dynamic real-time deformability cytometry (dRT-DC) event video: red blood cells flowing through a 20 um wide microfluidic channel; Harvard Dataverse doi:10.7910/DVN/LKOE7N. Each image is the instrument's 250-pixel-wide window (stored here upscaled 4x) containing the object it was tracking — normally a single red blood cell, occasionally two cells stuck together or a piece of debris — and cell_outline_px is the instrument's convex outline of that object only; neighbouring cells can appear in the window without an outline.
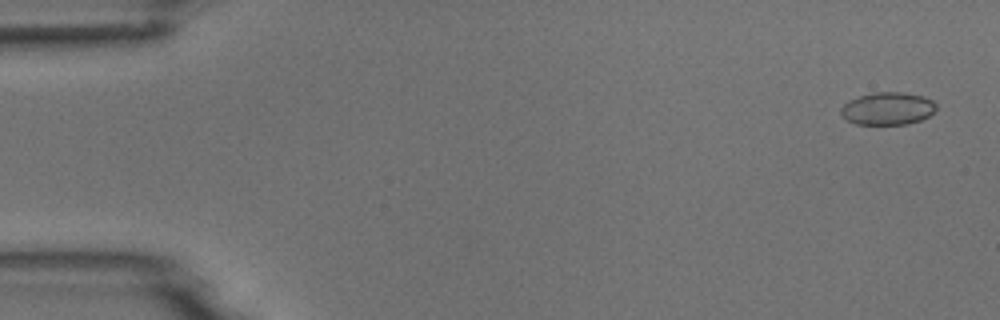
{"species": "common noctule bat (a hibernating species)", "species_latin": "Nyctalus noctula", "temperature_condition": "room temperature", "stored_images_in_passage": 4, "camera_frame_rate_fps": 3000, "um_per_image_px": 0.085, "animal": {"sex": "male", "body_mass_g": 18.8}, "frame": {"image": 1, "passage_image": 1, "time_ms": 0.0, "image_size_px": [1000, 320], "cell_outline_px": [[936, 108], [928, 116], [920, 120], [908, 124], [856, 124], [840, 116], [840, 108], [848, 100], [872, 92], [900, 92], [924, 96], [932, 100], [936, 104]], "centroid_in_image_um": [75.42, 9.22], "position_along_channel_um": 9.6, "area_um2": 18.15}}